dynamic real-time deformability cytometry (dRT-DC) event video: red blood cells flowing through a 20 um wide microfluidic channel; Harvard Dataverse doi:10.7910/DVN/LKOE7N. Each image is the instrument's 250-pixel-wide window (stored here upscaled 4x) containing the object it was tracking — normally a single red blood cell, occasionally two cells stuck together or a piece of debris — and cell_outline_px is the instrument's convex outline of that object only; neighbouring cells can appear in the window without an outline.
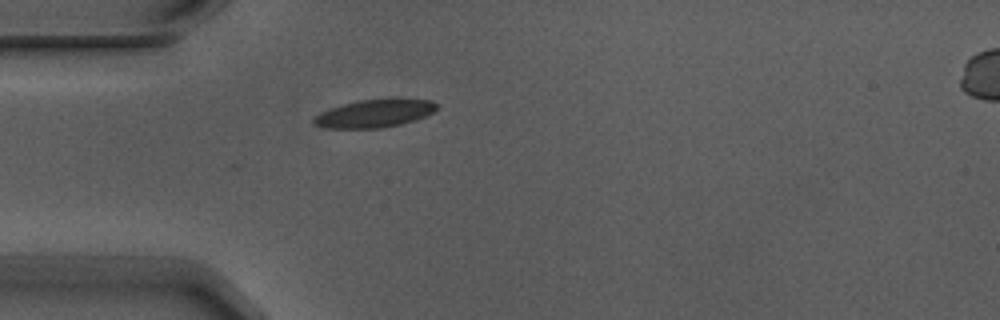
{"species": "Egyptian fruit bat (a non-hibernating species)", "species_latin": "Rousettus aegyptiacus", "temperature_condition": "warm", "stored_images_in_passage": 1, "camera_frame_rate_fps": 3000, "um_per_image_px": 0.085, "animal": {"sex": "male"}, "frame": {"image": 1, "passage_image": 1, "time_ms": 0.0, "image_size_px": [1000, 320], "cell_outline_px": [[436, 108], [432, 112], [416, 120], [400, 124], [380, 128], [324, 128], [312, 124], [312, 116], [320, 112], [356, 100], [396, 96], [432, 100], [436, 104]], "centroid_in_image_um": [31.83, 9.6], "position_along_channel_um": 53.2, "area_um2": 20.69}}